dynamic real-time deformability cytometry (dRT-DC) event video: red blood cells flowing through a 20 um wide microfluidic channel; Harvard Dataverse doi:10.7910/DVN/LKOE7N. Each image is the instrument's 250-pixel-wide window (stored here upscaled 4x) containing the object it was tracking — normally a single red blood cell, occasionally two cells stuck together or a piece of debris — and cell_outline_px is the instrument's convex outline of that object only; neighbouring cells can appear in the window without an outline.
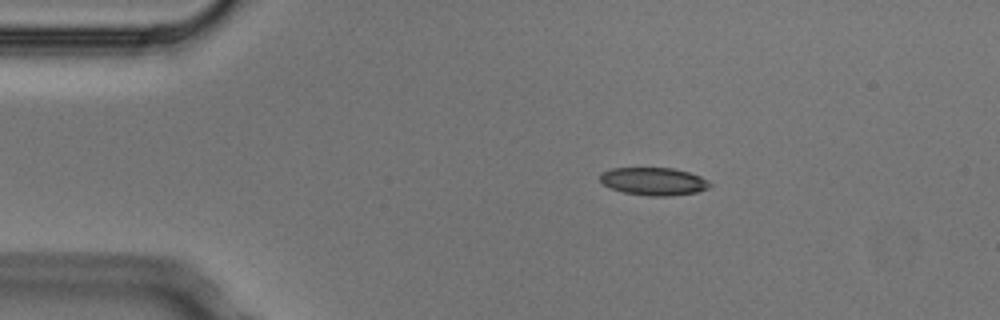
{"species": "Egyptian fruit bat (a non-hibernating species)", "species_latin": "Rousettus aegyptiacus", "temperature_condition": "cold", "stored_images_in_passage": 6, "camera_frame_rate_fps": 3000, "um_per_image_px": 0.085, "animal": {"sex": "male"}, "frame": {"image": 1, "passage_image": 2, "time_ms": 0.333, "image_size_px": [1000, 320], "cell_outline_px": [[712, 184], [708, 188], [696, 192], [668, 196], [648, 196], [624, 192], [612, 188], [604, 184], [600, 180], [600, 172], [612, 168], [672, 168], [688, 172], [700, 176], [708, 180]], "centroid_in_image_um": [55.56, 15.41], "position_along_channel_um": 29.4, "area_um2": 17.69}}
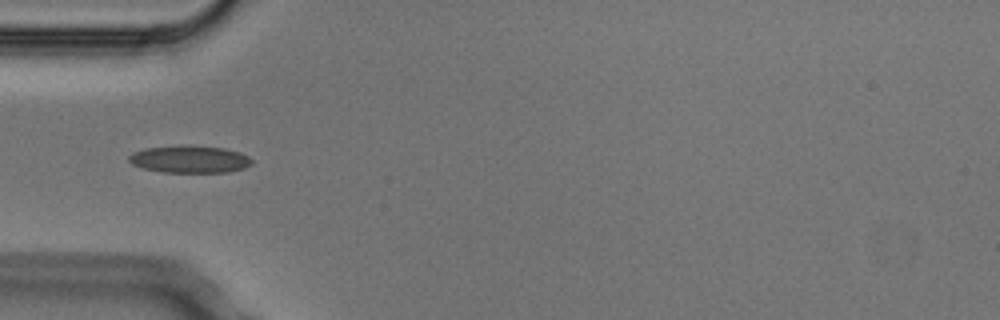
{"frame": {"image": 2, "passage_image": 4, "time_ms": 1.0, "image_size_px": [1000, 320], "cell_outline_px": [[252, 164], [244, 168], [228, 172], [164, 172], [144, 168], [132, 164], [128, 160], [128, 156], [132, 152], [144, 148], [224, 148], [240, 152], [248, 156], [252, 160]], "centroid_in_image_um": [16.14, 13.58], "position_along_channel_um": 68.9, "area_um2": 18.61}}
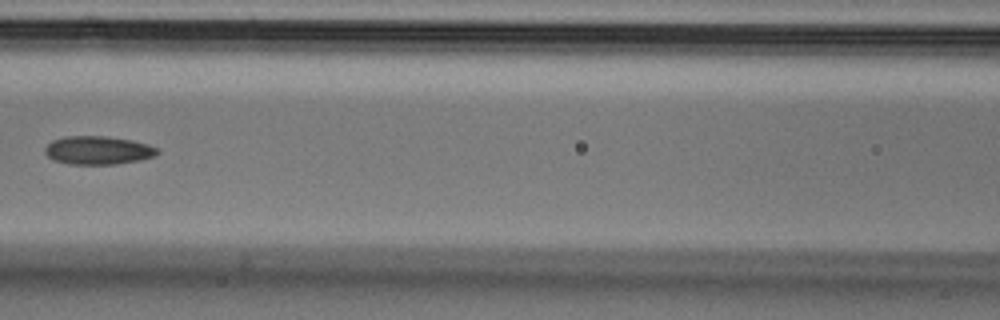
{"frame": {"image": 3, "passage_image": 6, "time_ms": 1.667, "image_size_px": [1000, 320], "cell_outline_px": [[160, 152], [156, 156], [140, 160], [116, 164], [68, 164], [56, 160], [48, 156], [44, 152], [44, 148], [52, 140], [64, 136], [104, 136], [132, 140], [148, 144], [160, 148]], "centroid_in_image_um": [8.37, 12.77], "position_along_channel_um": 158.2, "area_um2": 18.73}}